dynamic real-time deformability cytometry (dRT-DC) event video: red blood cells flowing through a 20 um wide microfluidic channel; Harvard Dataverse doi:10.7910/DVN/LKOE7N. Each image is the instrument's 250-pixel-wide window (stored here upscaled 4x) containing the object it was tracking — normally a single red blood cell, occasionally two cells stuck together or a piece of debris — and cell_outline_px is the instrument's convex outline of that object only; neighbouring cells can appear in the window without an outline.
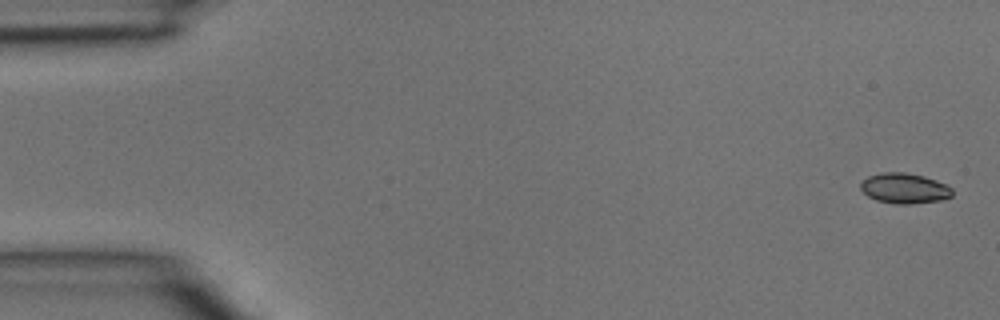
{"species": "common noctule bat (a hibernating species)", "species_latin": "Nyctalus noctula", "temperature_condition": "room temperature", "stored_images_in_passage": 4, "camera_frame_rate_fps": 3000, "um_per_image_px": 0.085, "animal": {"sex": "male", "body_mass_g": 15.6}, "frame": {"image": 1, "passage_image": 1, "time_ms": 0.0, "image_size_px": [1000, 320], "cell_outline_px": [[952, 196], [944, 200], [912, 204], [896, 204], [876, 200], [868, 196], [860, 188], [860, 184], [868, 176], [880, 172], [904, 172], [924, 176], [948, 184], [952, 188]], "centroid_in_image_um": [76.91, 16.01], "position_along_channel_um": 8.1, "area_um2": 16.42}}
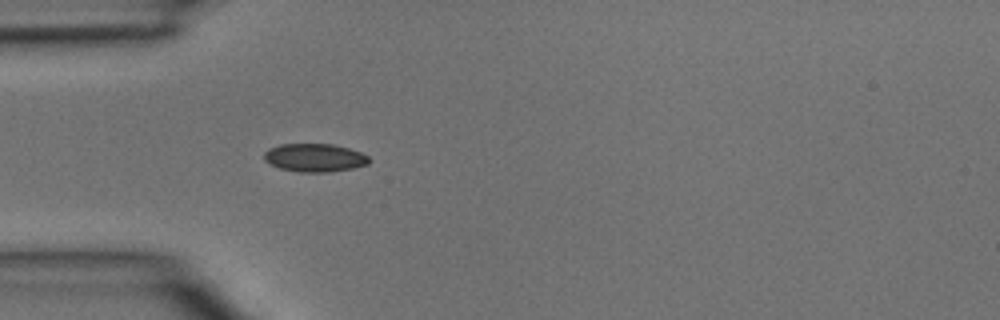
{"frame": {"image": 2, "passage_image": 4, "time_ms": 1.0, "image_size_px": [1000, 320], "cell_outline_px": [[372, 160], [368, 164], [352, 168], [328, 172], [300, 172], [280, 168], [264, 160], [264, 152], [268, 148], [280, 144], [332, 144], [348, 148], [360, 152], [368, 156]], "centroid_in_image_um": [26.75, 13.4], "position_along_channel_um": 58.2, "area_um2": 17.22}}